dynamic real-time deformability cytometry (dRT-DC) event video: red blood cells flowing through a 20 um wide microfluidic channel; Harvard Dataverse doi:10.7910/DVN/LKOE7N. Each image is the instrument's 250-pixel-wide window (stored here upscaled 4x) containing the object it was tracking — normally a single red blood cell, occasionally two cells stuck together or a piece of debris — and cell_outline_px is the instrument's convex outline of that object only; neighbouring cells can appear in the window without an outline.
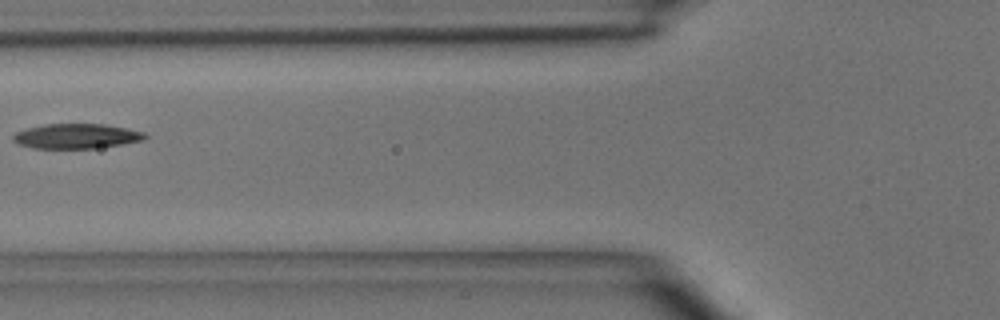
{"species": "common noctule bat (a hibernating species)", "species_latin": "Nyctalus noctula", "temperature_condition": "room temperature", "stored_images_in_passage": 6, "camera_frame_rate_fps": 3000, "um_per_image_px": 0.085, "animal": {"sex": "male", "body_mass_g": 15.6}, "frame": {"image": 1, "passage_image": 6, "time_ms": 5.667, "image_size_px": [1000, 320], "cell_outline_px": [[148, 136], [144, 140], [120, 144], [92, 148], [32, 148], [20, 144], [12, 140], [12, 136], [16, 132], [28, 128], [44, 124], [104, 124], [128, 128], [144, 132]], "centroid_in_image_um": [6.5, 11.56], "position_along_channel_um": 119.3, "area_um2": 18.96}}